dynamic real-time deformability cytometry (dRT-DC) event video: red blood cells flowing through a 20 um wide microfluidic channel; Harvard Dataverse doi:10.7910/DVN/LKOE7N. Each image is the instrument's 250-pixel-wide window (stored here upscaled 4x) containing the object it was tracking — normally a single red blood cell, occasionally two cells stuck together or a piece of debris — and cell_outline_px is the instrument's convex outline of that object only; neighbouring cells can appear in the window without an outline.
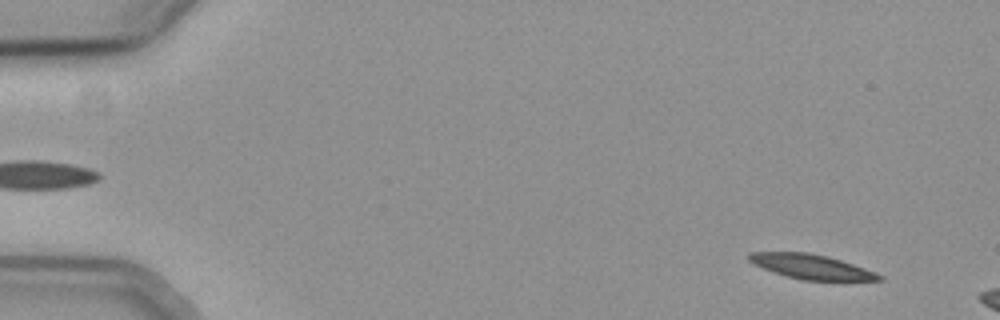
{"species": "common noctule bat (a hibernating species)", "species_latin": "Nyctalus noctula", "temperature_condition": "cold", "stored_images_in_passage": 11, "camera_frame_rate_fps": 3000, "um_per_image_px": 0.085, "animal": {"sex": "female", "body_mass_g": 19.3, "forearm_length_mm": 54.1}, "frame": {"image": 1, "passage_image": 4, "time_ms": 1.0, "image_size_px": [1000, 320], "cell_outline_px": [[884, 280], [804, 280], [788, 276], [752, 264], [748, 260], [748, 252], [808, 252], [828, 256], [876, 272], [884, 276]], "centroid_in_image_um": [68.96, 22.65], "position_along_channel_um": 16.0, "area_um2": 18.44}}